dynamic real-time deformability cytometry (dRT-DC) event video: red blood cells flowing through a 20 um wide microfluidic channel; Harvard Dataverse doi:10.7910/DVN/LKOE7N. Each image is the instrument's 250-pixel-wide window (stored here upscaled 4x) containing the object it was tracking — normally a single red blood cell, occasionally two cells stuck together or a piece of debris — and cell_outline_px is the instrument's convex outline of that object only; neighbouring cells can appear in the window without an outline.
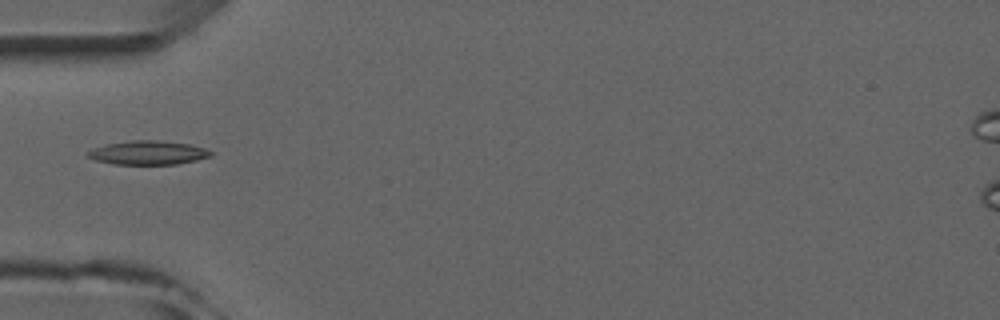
{"species": "common noctule bat (a hibernating species)", "species_latin": "Nyctalus noctula", "temperature_condition": "room temperature", "stored_images_in_passage": 6, "camera_frame_rate_fps": 3000, "um_per_image_px": 0.085, "animal": {"sex": "male", "forearm_length_mm": 52.5}, "frame": {"image": 1, "passage_image": 5, "time_ms": 4.667, "image_size_px": [1000, 320], "cell_outline_px": [[212, 156], [196, 160], [176, 164], [112, 164], [96, 160], [88, 156], [88, 152], [92, 148], [104, 144], [132, 140], [160, 140], [188, 144], [204, 148], [212, 152]], "centroid_in_image_um": [12.57, 12.97], "position_along_channel_um": 72.4, "area_um2": 17.05}}
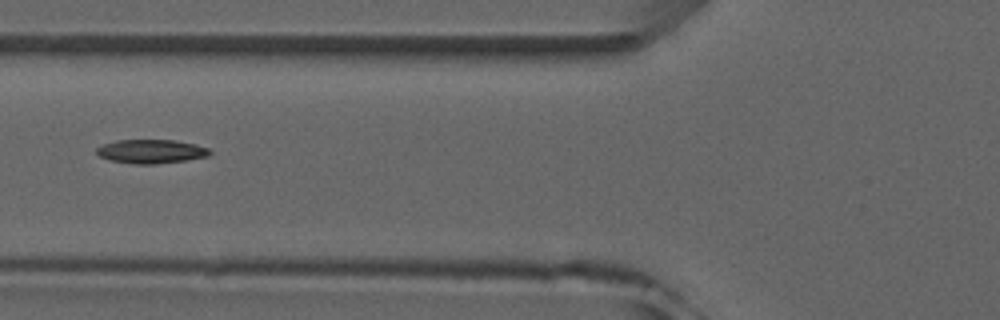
{"frame": {"image": 2, "passage_image": 6, "time_ms": 5.667, "image_size_px": [1000, 320], "cell_outline_px": [[212, 152], [208, 156], [184, 160], [152, 164], [136, 164], [108, 160], [100, 156], [96, 152], [96, 148], [104, 144], [116, 140], [176, 140], [196, 144], [208, 148]], "centroid_in_image_um": [12.84, 12.86], "position_along_channel_um": 113.0, "area_um2": 15.66}}